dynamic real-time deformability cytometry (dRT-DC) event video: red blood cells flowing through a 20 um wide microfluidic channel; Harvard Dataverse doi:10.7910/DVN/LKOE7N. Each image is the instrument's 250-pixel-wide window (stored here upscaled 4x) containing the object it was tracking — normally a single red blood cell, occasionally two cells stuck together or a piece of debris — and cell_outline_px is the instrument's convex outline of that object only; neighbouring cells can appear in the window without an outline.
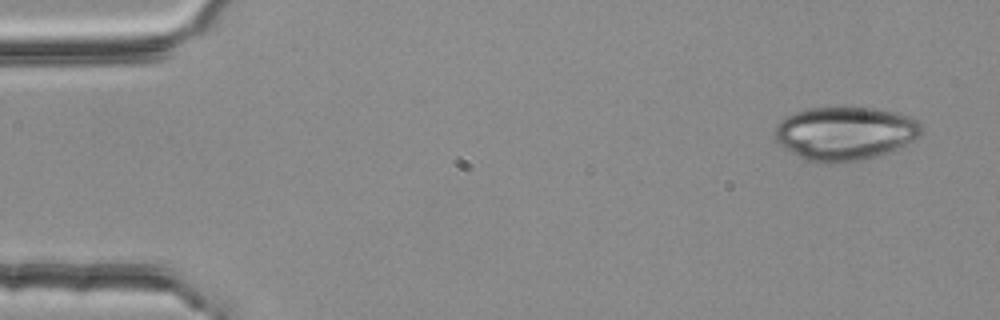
{"species": "common noctule bat (a hibernating species)", "species_latin": "Nyctalus noctula", "temperature_condition": "room temperature", "stored_images_in_passage": 3, "camera_frame_rate_fps": 3000, "um_per_image_px": 0.085, "animal": {"sex": "female", "body_mass_g": 25.1}, "frame": {"image": 1, "passage_image": 1, "time_ms": 0.0, "image_size_px": [1000, 320], "cell_outline_px": [[924, 128], [920, 136], [892, 152], [848, 164], [832, 164], [808, 160], [784, 148], [776, 140], [776, 124], [784, 116], [808, 108], [872, 108], [896, 112], [908, 116], [916, 120]], "centroid_in_image_um": [71.85, 11.36], "position_along_channel_um": 13.1, "area_um2": 46.01}}